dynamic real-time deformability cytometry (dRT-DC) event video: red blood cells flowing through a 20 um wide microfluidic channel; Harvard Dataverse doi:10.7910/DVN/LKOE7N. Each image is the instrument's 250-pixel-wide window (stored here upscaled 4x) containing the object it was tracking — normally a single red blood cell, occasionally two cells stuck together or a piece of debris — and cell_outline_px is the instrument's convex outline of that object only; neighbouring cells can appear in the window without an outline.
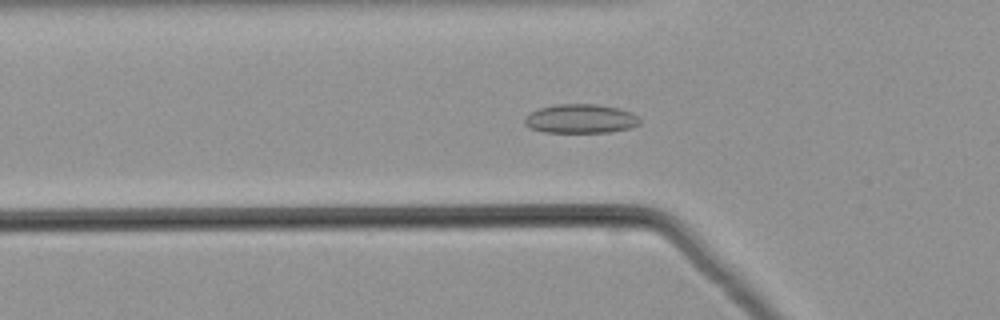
{"species": "common noctule bat (a hibernating species)", "species_latin": "Nyctalus noctula", "temperature_condition": "warm", "stored_images_in_passage": 52, "camera_frame_rate_fps": 3000, "um_per_image_px": 0.085, "animal": {"sex": "male", "body_mass_g": 21.5, "forearm_length_mm": 52.0}, "frame": {"image": 1, "passage_image": 18, "time_ms": 5.667, "image_size_px": [1000, 320], "cell_outline_px": [[640, 124], [632, 128], [612, 132], [544, 132], [528, 128], [524, 124], [524, 120], [532, 112], [540, 108], [556, 104], [596, 104], [620, 108], [632, 112], [640, 120]], "centroid_in_image_um": [49.39, 10.1], "position_along_channel_um": 76.4, "area_um2": 19.59}}
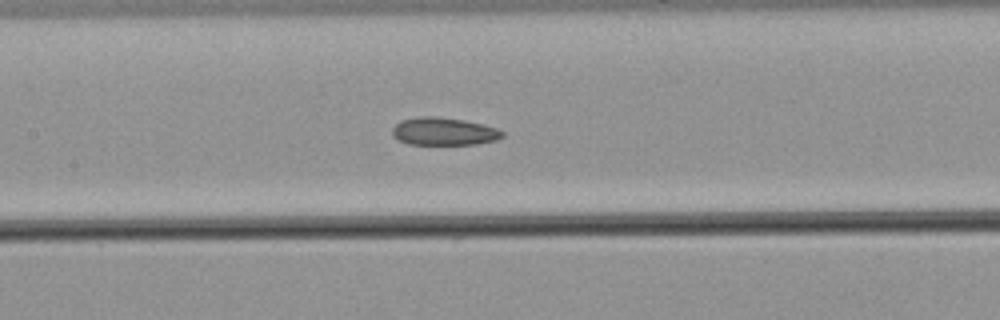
{"frame": {"image": 2, "passage_image": 25, "time_ms": 8.0, "image_size_px": [1000, 320], "cell_outline_px": [[504, 136], [496, 140], [476, 144], [408, 144], [396, 140], [392, 136], [392, 128], [400, 120], [420, 116], [436, 116], [464, 120], [484, 124], [496, 128], [504, 132]], "centroid_in_image_um": [37.7, 11.17], "position_along_channel_um": 169.7, "area_um2": 17.98}}
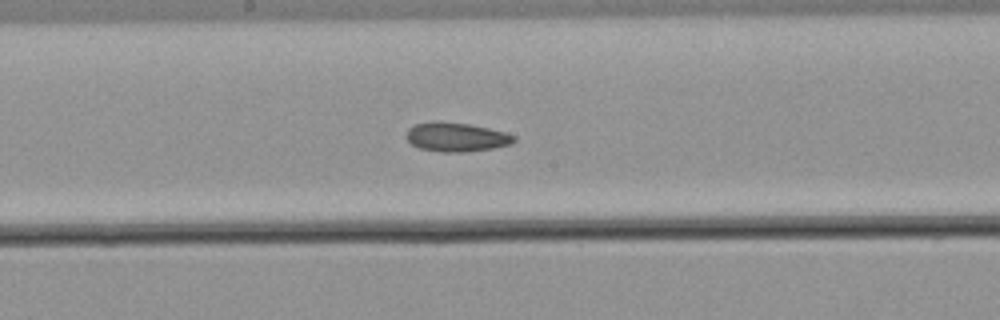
{"frame": {"image": 3, "passage_image": 28, "time_ms": 9.0, "image_size_px": [1000, 320], "cell_outline_px": [[516, 140], [512, 144], [492, 148], [464, 152], [440, 152], [420, 148], [412, 144], [404, 136], [408, 128], [416, 124], [468, 124], [488, 128], [504, 132], [516, 136]], "centroid_in_image_um": [38.82, 11.69], "position_along_channel_um": 209.4, "area_um2": 17.57}}